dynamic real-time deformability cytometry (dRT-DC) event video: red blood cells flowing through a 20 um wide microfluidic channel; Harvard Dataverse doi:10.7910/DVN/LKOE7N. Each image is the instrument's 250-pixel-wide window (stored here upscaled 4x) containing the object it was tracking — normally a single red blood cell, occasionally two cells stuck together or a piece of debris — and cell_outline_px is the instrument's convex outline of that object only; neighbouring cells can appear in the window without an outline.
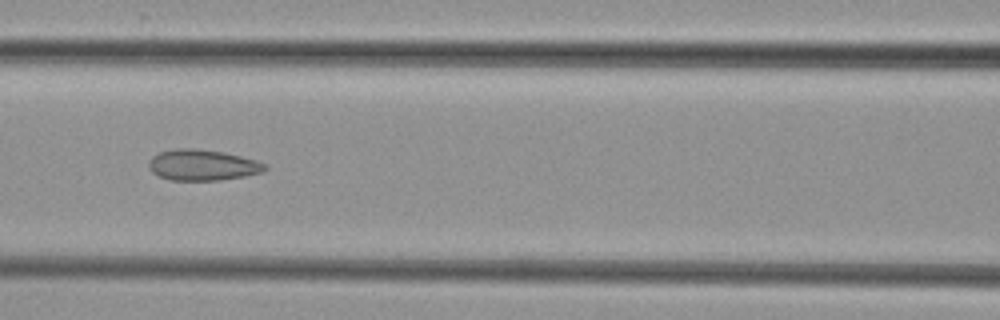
{"species": "common noctule bat (a hibernating species)", "species_latin": "Nyctalus noctula", "temperature_condition": "cold", "stored_images_in_passage": 5, "camera_frame_rate_fps": 3000, "um_per_image_px": 0.085, "animal": {"sex": "female", "body_mass_g": 29.2, "forearm_length_mm": 56.3}, "frame": {"image": 1, "passage_image": 4, "time_ms": 3.333, "image_size_px": [1000, 320], "cell_outline_px": [[268, 168], [264, 172], [244, 176], [220, 180], [168, 180], [152, 172], [148, 168], [148, 160], [152, 156], [160, 152], [176, 148], [192, 148], [224, 152], [256, 160], [264, 164]], "centroid_in_image_um": [17.19, 14.03], "position_along_channel_um": 149.4, "area_um2": 20.98}}
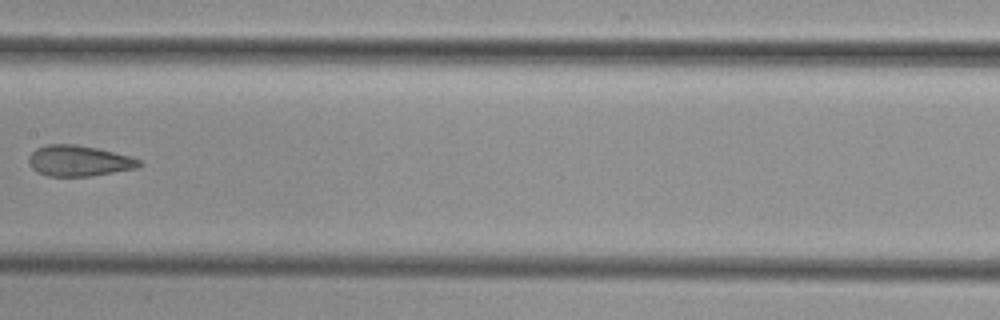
{"frame": {"image": 2, "passage_image": 5, "time_ms": 4.667, "image_size_px": [1000, 320], "cell_outline_px": [[144, 164], [136, 168], [92, 176], [48, 176], [36, 172], [28, 164], [28, 156], [36, 148], [48, 144], [76, 144], [96, 148], [132, 156], [140, 160]], "centroid_in_image_um": [6.69, 13.67], "position_along_channel_um": 200.7, "area_um2": 20.0}}